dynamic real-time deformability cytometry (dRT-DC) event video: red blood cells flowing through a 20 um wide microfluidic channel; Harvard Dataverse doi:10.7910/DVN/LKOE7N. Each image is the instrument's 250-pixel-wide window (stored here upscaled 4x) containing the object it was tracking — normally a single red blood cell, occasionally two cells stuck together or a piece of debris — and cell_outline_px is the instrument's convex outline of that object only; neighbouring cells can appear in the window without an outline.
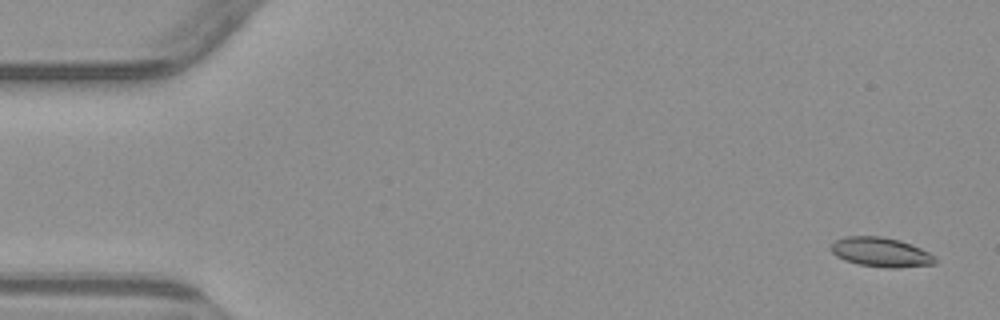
{"species": "common noctule bat (a hibernating species)", "species_latin": "Nyctalus noctula", "temperature_condition": "warm", "stored_images_in_passage": 5, "camera_frame_rate_fps": 3000, "um_per_image_px": 0.085, "animal": {"sex": "male", "body_mass_g": 23.1, "forearm_length_mm": 52.7}, "frame": {"image": 1, "passage_image": 1, "time_ms": 0.0, "image_size_px": [1000, 320], "cell_outline_px": [[936, 264], [896, 268], [888, 268], [860, 264], [844, 260], [836, 256], [828, 248], [836, 240], [848, 236], [880, 236], [900, 240], [912, 244], [936, 256]], "centroid_in_image_um": [74.89, 21.43], "position_along_channel_um": 10.1, "area_um2": 17.92}}
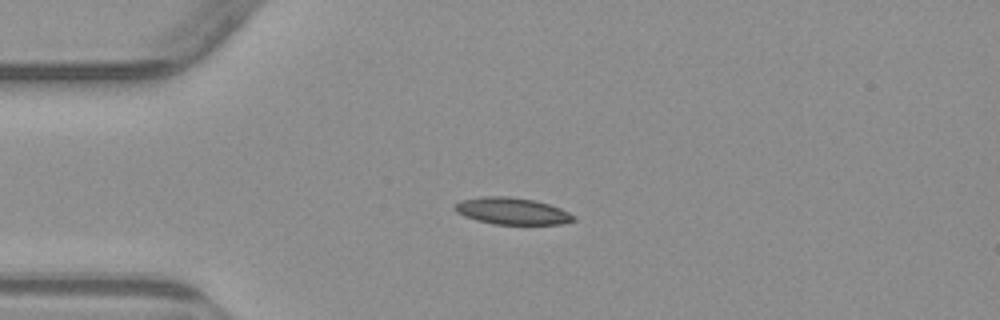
{"frame": {"image": 2, "passage_image": 4, "time_ms": 3.667, "image_size_px": [1000, 320], "cell_outline_px": [[576, 220], [560, 224], [492, 224], [476, 220], [464, 216], [456, 212], [452, 208], [460, 200], [480, 196], [508, 196], [532, 200], [548, 204], [560, 208], [576, 216]], "centroid_in_image_um": [43.49, 17.94], "position_along_channel_um": 41.5, "area_um2": 18.61}}